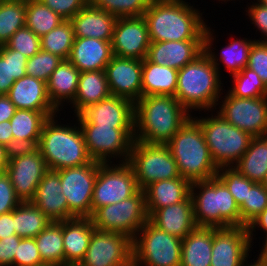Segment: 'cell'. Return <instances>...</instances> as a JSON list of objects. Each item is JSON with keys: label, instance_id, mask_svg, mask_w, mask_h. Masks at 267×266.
I'll return each instance as SVG.
<instances>
[{"label": "cell", "instance_id": "52", "mask_svg": "<svg viewBox=\"0 0 267 266\" xmlns=\"http://www.w3.org/2000/svg\"><path fill=\"white\" fill-rule=\"evenodd\" d=\"M252 3V4H251ZM247 3L248 7L246 15L251 20V24L261 33V38L256 39L259 42H267V7L263 6L261 3L253 2ZM251 4V5H250ZM263 36V37H262Z\"/></svg>", "mask_w": 267, "mask_h": 266}, {"label": "cell", "instance_id": "62", "mask_svg": "<svg viewBox=\"0 0 267 266\" xmlns=\"http://www.w3.org/2000/svg\"><path fill=\"white\" fill-rule=\"evenodd\" d=\"M262 185L267 189V173L265 174V177L262 181Z\"/></svg>", "mask_w": 267, "mask_h": 266}, {"label": "cell", "instance_id": "27", "mask_svg": "<svg viewBox=\"0 0 267 266\" xmlns=\"http://www.w3.org/2000/svg\"><path fill=\"white\" fill-rule=\"evenodd\" d=\"M148 220L160 230L181 239L197 227L190 196L183 202L157 209Z\"/></svg>", "mask_w": 267, "mask_h": 266}, {"label": "cell", "instance_id": "50", "mask_svg": "<svg viewBox=\"0 0 267 266\" xmlns=\"http://www.w3.org/2000/svg\"><path fill=\"white\" fill-rule=\"evenodd\" d=\"M42 4L49 7L52 11L62 17L64 20H70L81 9H83L89 0H39Z\"/></svg>", "mask_w": 267, "mask_h": 266}, {"label": "cell", "instance_id": "59", "mask_svg": "<svg viewBox=\"0 0 267 266\" xmlns=\"http://www.w3.org/2000/svg\"><path fill=\"white\" fill-rule=\"evenodd\" d=\"M263 236H264V237H263L264 240L262 241V242H263V243H262L263 246H261V249L259 250L260 253H259V251H258V254H259V255H256V256H258V257H256V258H257L258 260L267 262V233L263 234Z\"/></svg>", "mask_w": 267, "mask_h": 266}, {"label": "cell", "instance_id": "57", "mask_svg": "<svg viewBox=\"0 0 267 266\" xmlns=\"http://www.w3.org/2000/svg\"><path fill=\"white\" fill-rule=\"evenodd\" d=\"M0 145L7 147L11 151L14 150V139L10 120L0 123Z\"/></svg>", "mask_w": 267, "mask_h": 266}, {"label": "cell", "instance_id": "37", "mask_svg": "<svg viewBox=\"0 0 267 266\" xmlns=\"http://www.w3.org/2000/svg\"><path fill=\"white\" fill-rule=\"evenodd\" d=\"M52 221L31 201L14 209L15 233L21 238H35Z\"/></svg>", "mask_w": 267, "mask_h": 266}, {"label": "cell", "instance_id": "55", "mask_svg": "<svg viewBox=\"0 0 267 266\" xmlns=\"http://www.w3.org/2000/svg\"><path fill=\"white\" fill-rule=\"evenodd\" d=\"M16 235L14 225V210L0 215V239Z\"/></svg>", "mask_w": 267, "mask_h": 266}, {"label": "cell", "instance_id": "25", "mask_svg": "<svg viewBox=\"0 0 267 266\" xmlns=\"http://www.w3.org/2000/svg\"><path fill=\"white\" fill-rule=\"evenodd\" d=\"M7 96L17 109L59 112L48 97L46 82L30 75L16 80Z\"/></svg>", "mask_w": 267, "mask_h": 266}, {"label": "cell", "instance_id": "61", "mask_svg": "<svg viewBox=\"0 0 267 266\" xmlns=\"http://www.w3.org/2000/svg\"><path fill=\"white\" fill-rule=\"evenodd\" d=\"M63 266H84L81 262L77 263H65Z\"/></svg>", "mask_w": 267, "mask_h": 266}, {"label": "cell", "instance_id": "11", "mask_svg": "<svg viewBox=\"0 0 267 266\" xmlns=\"http://www.w3.org/2000/svg\"><path fill=\"white\" fill-rule=\"evenodd\" d=\"M79 126L83 133L87 152L92 160L100 163L128 161L134 142V127Z\"/></svg>", "mask_w": 267, "mask_h": 266}, {"label": "cell", "instance_id": "34", "mask_svg": "<svg viewBox=\"0 0 267 266\" xmlns=\"http://www.w3.org/2000/svg\"><path fill=\"white\" fill-rule=\"evenodd\" d=\"M178 70L142 60V97L150 95L174 96Z\"/></svg>", "mask_w": 267, "mask_h": 266}, {"label": "cell", "instance_id": "39", "mask_svg": "<svg viewBox=\"0 0 267 266\" xmlns=\"http://www.w3.org/2000/svg\"><path fill=\"white\" fill-rule=\"evenodd\" d=\"M74 29L70 20L62 21L49 33L40 37L41 49L68 60L73 43Z\"/></svg>", "mask_w": 267, "mask_h": 266}, {"label": "cell", "instance_id": "56", "mask_svg": "<svg viewBox=\"0 0 267 266\" xmlns=\"http://www.w3.org/2000/svg\"><path fill=\"white\" fill-rule=\"evenodd\" d=\"M17 108L7 95H0V123L9 121L15 114Z\"/></svg>", "mask_w": 267, "mask_h": 266}, {"label": "cell", "instance_id": "48", "mask_svg": "<svg viewBox=\"0 0 267 266\" xmlns=\"http://www.w3.org/2000/svg\"><path fill=\"white\" fill-rule=\"evenodd\" d=\"M42 261L35 238H21L14 256L13 266H40Z\"/></svg>", "mask_w": 267, "mask_h": 266}, {"label": "cell", "instance_id": "4", "mask_svg": "<svg viewBox=\"0 0 267 266\" xmlns=\"http://www.w3.org/2000/svg\"><path fill=\"white\" fill-rule=\"evenodd\" d=\"M60 115L50 117L45 122L38 144L48 169L58 171L90 163L92 159L77 120L73 126L71 122L62 124L58 122Z\"/></svg>", "mask_w": 267, "mask_h": 266}, {"label": "cell", "instance_id": "14", "mask_svg": "<svg viewBox=\"0 0 267 266\" xmlns=\"http://www.w3.org/2000/svg\"><path fill=\"white\" fill-rule=\"evenodd\" d=\"M38 147L18 148L10 152L6 174L21 202L34 198L38 184L48 171Z\"/></svg>", "mask_w": 267, "mask_h": 266}, {"label": "cell", "instance_id": "36", "mask_svg": "<svg viewBox=\"0 0 267 266\" xmlns=\"http://www.w3.org/2000/svg\"><path fill=\"white\" fill-rule=\"evenodd\" d=\"M35 242L45 264L64 265L63 221L51 222L35 237Z\"/></svg>", "mask_w": 267, "mask_h": 266}, {"label": "cell", "instance_id": "30", "mask_svg": "<svg viewBox=\"0 0 267 266\" xmlns=\"http://www.w3.org/2000/svg\"><path fill=\"white\" fill-rule=\"evenodd\" d=\"M148 217L159 208L186 200L191 194V182L178 177L153 182L144 189Z\"/></svg>", "mask_w": 267, "mask_h": 266}, {"label": "cell", "instance_id": "58", "mask_svg": "<svg viewBox=\"0 0 267 266\" xmlns=\"http://www.w3.org/2000/svg\"><path fill=\"white\" fill-rule=\"evenodd\" d=\"M11 150L7 147L0 145V173H5L9 163V156Z\"/></svg>", "mask_w": 267, "mask_h": 266}, {"label": "cell", "instance_id": "15", "mask_svg": "<svg viewBox=\"0 0 267 266\" xmlns=\"http://www.w3.org/2000/svg\"><path fill=\"white\" fill-rule=\"evenodd\" d=\"M221 96L219 99L221 101H218L217 104L220 106L215 108L217 113L230 124L252 137H261L267 130V96L237 98L228 91L224 96L223 94Z\"/></svg>", "mask_w": 267, "mask_h": 266}, {"label": "cell", "instance_id": "1", "mask_svg": "<svg viewBox=\"0 0 267 266\" xmlns=\"http://www.w3.org/2000/svg\"><path fill=\"white\" fill-rule=\"evenodd\" d=\"M203 13L186 0H151L143 14L150 42L204 40Z\"/></svg>", "mask_w": 267, "mask_h": 266}, {"label": "cell", "instance_id": "53", "mask_svg": "<svg viewBox=\"0 0 267 266\" xmlns=\"http://www.w3.org/2000/svg\"><path fill=\"white\" fill-rule=\"evenodd\" d=\"M20 240L21 237L18 235L0 239V266H13Z\"/></svg>", "mask_w": 267, "mask_h": 266}, {"label": "cell", "instance_id": "3", "mask_svg": "<svg viewBox=\"0 0 267 266\" xmlns=\"http://www.w3.org/2000/svg\"><path fill=\"white\" fill-rule=\"evenodd\" d=\"M221 75L204 51L178 70L175 98L190 114L194 111H208V115L217 108L224 92Z\"/></svg>", "mask_w": 267, "mask_h": 266}, {"label": "cell", "instance_id": "10", "mask_svg": "<svg viewBox=\"0 0 267 266\" xmlns=\"http://www.w3.org/2000/svg\"><path fill=\"white\" fill-rule=\"evenodd\" d=\"M91 220L97 230L120 233L133 239L148 221L144 190L118 203L100 207Z\"/></svg>", "mask_w": 267, "mask_h": 266}, {"label": "cell", "instance_id": "24", "mask_svg": "<svg viewBox=\"0 0 267 266\" xmlns=\"http://www.w3.org/2000/svg\"><path fill=\"white\" fill-rule=\"evenodd\" d=\"M111 42L75 37L68 60L80 72L105 70L114 56Z\"/></svg>", "mask_w": 267, "mask_h": 266}, {"label": "cell", "instance_id": "45", "mask_svg": "<svg viewBox=\"0 0 267 266\" xmlns=\"http://www.w3.org/2000/svg\"><path fill=\"white\" fill-rule=\"evenodd\" d=\"M62 58L44 50L38 51L26 63V75H30L43 82L48 81L53 71L62 62Z\"/></svg>", "mask_w": 267, "mask_h": 266}, {"label": "cell", "instance_id": "35", "mask_svg": "<svg viewBox=\"0 0 267 266\" xmlns=\"http://www.w3.org/2000/svg\"><path fill=\"white\" fill-rule=\"evenodd\" d=\"M233 167L249 180L262 183L267 173L266 142L261 137L253 138L244 155Z\"/></svg>", "mask_w": 267, "mask_h": 266}, {"label": "cell", "instance_id": "31", "mask_svg": "<svg viewBox=\"0 0 267 266\" xmlns=\"http://www.w3.org/2000/svg\"><path fill=\"white\" fill-rule=\"evenodd\" d=\"M96 228L91 218H72L63 221L64 264L81 262Z\"/></svg>", "mask_w": 267, "mask_h": 266}, {"label": "cell", "instance_id": "2", "mask_svg": "<svg viewBox=\"0 0 267 266\" xmlns=\"http://www.w3.org/2000/svg\"><path fill=\"white\" fill-rule=\"evenodd\" d=\"M191 116L174 96L141 97L135 103L134 140L166 144Z\"/></svg>", "mask_w": 267, "mask_h": 266}, {"label": "cell", "instance_id": "8", "mask_svg": "<svg viewBox=\"0 0 267 266\" xmlns=\"http://www.w3.org/2000/svg\"><path fill=\"white\" fill-rule=\"evenodd\" d=\"M182 239L149 220L132 239L133 266H180Z\"/></svg>", "mask_w": 267, "mask_h": 266}, {"label": "cell", "instance_id": "67", "mask_svg": "<svg viewBox=\"0 0 267 266\" xmlns=\"http://www.w3.org/2000/svg\"><path fill=\"white\" fill-rule=\"evenodd\" d=\"M40 266H52V265H48V264H42V265H40Z\"/></svg>", "mask_w": 267, "mask_h": 266}, {"label": "cell", "instance_id": "32", "mask_svg": "<svg viewBox=\"0 0 267 266\" xmlns=\"http://www.w3.org/2000/svg\"><path fill=\"white\" fill-rule=\"evenodd\" d=\"M216 227L197 226L182 239L180 266H210Z\"/></svg>", "mask_w": 267, "mask_h": 266}, {"label": "cell", "instance_id": "60", "mask_svg": "<svg viewBox=\"0 0 267 266\" xmlns=\"http://www.w3.org/2000/svg\"><path fill=\"white\" fill-rule=\"evenodd\" d=\"M249 262V263H248ZM251 262V263H250ZM242 266H267V262L265 261H261V260H258V259H253V262L252 260H246Z\"/></svg>", "mask_w": 267, "mask_h": 266}, {"label": "cell", "instance_id": "26", "mask_svg": "<svg viewBox=\"0 0 267 266\" xmlns=\"http://www.w3.org/2000/svg\"><path fill=\"white\" fill-rule=\"evenodd\" d=\"M117 17L90 2L70 19L75 37L112 41Z\"/></svg>", "mask_w": 267, "mask_h": 266}, {"label": "cell", "instance_id": "64", "mask_svg": "<svg viewBox=\"0 0 267 266\" xmlns=\"http://www.w3.org/2000/svg\"><path fill=\"white\" fill-rule=\"evenodd\" d=\"M256 1L261 3L263 6L267 7V0H256ZM254 2H255V0H254Z\"/></svg>", "mask_w": 267, "mask_h": 266}, {"label": "cell", "instance_id": "38", "mask_svg": "<svg viewBox=\"0 0 267 266\" xmlns=\"http://www.w3.org/2000/svg\"><path fill=\"white\" fill-rule=\"evenodd\" d=\"M27 61L19 51L0 46V95H7L14 82L26 75Z\"/></svg>", "mask_w": 267, "mask_h": 266}, {"label": "cell", "instance_id": "47", "mask_svg": "<svg viewBox=\"0 0 267 266\" xmlns=\"http://www.w3.org/2000/svg\"><path fill=\"white\" fill-rule=\"evenodd\" d=\"M6 45L15 51H19L28 59L41 50L40 37L31 31L26 25L19 28L9 39Z\"/></svg>", "mask_w": 267, "mask_h": 266}, {"label": "cell", "instance_id": "40", "mask_svg": "<svg viewBox=\"0 0 267 266\" xmlns=\"http://www.w3.org/2000/svg\"><path fill=\"white\" fill-rule=\"evenodd\" d=\"M64 19L39 0L26 2L25 25L42 37L57 27Z\"/></svg>", "mask_w": 267, "mask_h": 266}, {"label": "cell", "instance_id": "7", "mask_svg": "<svg viewBox=\"0 0 267 266\" xmlns=\"http://www.w3.org/2000/svg\"><path fill=\"white\" fill-rule=\"evenodd\" d=\"M210 112L211 114L205 117H193L200 124L215 165L218 168L233 167L244 155L254 137L230 124L215 110Z\"/></svg>", "mask_w": 267, "mask_h": 266}, {"label": "cell", "instance_id": "23", "mask_svg": "<svg viewBox=\"0 0 267 266\" xmlns=\"http://www.w3.org/2000/svg\"><path fill=\"white\" fill-rule=\"evenodd\" d=\"M61 188L59 170H48L31 200L52 222L69 219L68 202Z\"/></svg>", "mask_w": 267, "mask_h": 266}, {"label": "cell", "instance_id": "42", "mask_svg": "<svg viewBox=\"0 0 267 266\" xmlns=\"http://www.w3.org/2000/svg\"><path fill=\"white\" fill-rule=\"evenodd\" d=\"M233 84L227 90L237 98H258L267 96V87L257 73L245 67L231 75Z\"/></svg>", "mask_w": 267, "mask_h": 266}, {"label": "cell", "instance_id": "6", "mask_svg": "<svg viewBox=\"0 0 267 266\" xmlns=\"http://www.w3.org/2000/svg\"><path fill=\"white\" fill-rule=\"evenodd\" d=\"M194 218L197 226L241 227V213L233 195L216 176L191 183Z\"/></svg>", "mask_w": 267, "mask_h": 266}, {"label": "cell", "instance_id": "9", "mask_svg": "<svg viewBox=\"0 0 267 266\" xmlns=\"http://www.w3.org/2000/svg\"><path fill=\"white\" fill-rule=\"evenodd\" d=\"M127 163L134 171L140 190L153 182L181 177L166 144H147L134 140Z\"/></svg>", "mask_w": 267, "mask_h": 266}, {"label": "cell", "instance_id": "19", "mask_svg": "<svg viewBox=\"0 0 267 266\" xmlns=\"http://www.w3.org/2000/svg\"><path fill=\"white\" fill-rule=\"evenodd\" d=\"M252 249L247 227L217 228L213 232L210 266H242L250 259Z\"/></svg>", "mask_w": 267, "mask_h": 266}, {"label": "cell", "instance_id": "54", "mask_svg": "<svg viewBox=\"0 0 267 266\" xmlns=\"http://www.w3.org/2000/svg\"><path fill=\"white\" fill-rule=\"evenodd\" d=\"M249 240L251 243V246H253L254 239H257L254 237L256 234H254L257 230H260L262 233H267V207L256 217L254 218L247 226Z\"/></svg>", "mask_w": 267, "mask_h": 266}, {"label": "cell", "instance_id": "66", "mask_svg": "<svg viewBox=\"0 0 267 266\" xmlns=\"http://www.w3.org/2000/svg\"><path fill=\"white\" fill-rule=\"evenodd\" d=\"M219 1V3H220V1H223L224 3L226 2H228V1H233V0H218ZM234 3H235V0L233 1Z\"/></svg>", "mask_w": 267, "mask_h": 266}, {"label": "cell", "instance_id": "22", "mask_svg": "<svg viewBox=\"0 0 267 266\" xmlns=\"http://www.w3.org/2000/svg\"><path fill=\"white\" fill-rule=\"evenodd\" d=\"M204 52V40L150 42L147 59L157 65L176 70Z\"/></svg>", "mask_w": 267, "mask_h": 266}, {"label": "cell", "instance_id": "51", "mask_svg": "<svg viewBox=\"0 0 267 266\" xmlns=\"http://www.w3.org/2000/svg\"><path fill=\"white\" fill-rule=\"evenodd\" d=\"M20 203L9 176L0 173V215L13 211Z\"/></svg>", "mask_w": 267, "mask_h": 266}, {"label": "cell", "instance_id": "46", "mask_svg": "<svg viewBox=\"0 0 267 266\" xmlns=\"http://www.w3.org/2000/svg\"><path fill=\"white\" fill-rule=\"evenodd\" d=\"M216 176L226 185L238 206L246 199L247 187L255 184L234 167H220Z\"/></svg>", "mask_w": 267, "mask_h": 266}, {"label": "cell", "instance_id": "17", "mask_svg": "<svg viewBox=\"0 0 267 266\" xmlns=\"http://www.w3.org/2000/svg\"><path fill=\"white\" fill-rule=\"evenodd\" d=\"M135 104L126 98L110 95L84 108L78 115L79 125L99 127H134Z\"/></svg>", "mask_w": 267, "mask_h": 266}, {"label": "cell", "instance_id": "63", "mask_svg": "<svg viewBox=\"0 0 267 266\" xmlns=\"http://www.w3.org/2000/svg\"><path fill=\"white\" fill-rule=\"evenodd\" d=\"M261 138L266 142L267 144V130L261 135Z\"/></svg>", "mask_w": 267, "mask_h": 266}, {"label": "cell", "instance_id": "5", "mask_svg": "<svg viewBox=\"0 0 267 266\" xmlns=\"http://www.w3.org/2000/svg\"><path fill=\"white\" fill-rule=\"evenodd\" d=\"M182 178L202 181L216 177L219 168L210 155L199 122L191 116L166 143Z\"/></svg>", "mask_w": 267, "mask_h": 266}, {"label": "cell", "instance_id": "12", "mask_svg": "<svg viewBox=\"0 0 267 266\" xmlns=\"http://www.w3.org/2000/svg\"><path fill=\"white\" fill-rule=\"evenodd\" d=\"M139 187L134 171L127 163H99L91 202V216L102 206L134 196Z\"/></svg>", "mask_w": 267, "mask_h": 266}, {"label": "cell", "instance_id": "49", "mask_svg": "<svg viewBox=\"0 0 267 266\" xmlns=\"http://www.w3.org/2000/svg\"><path fill=\"white\" fill-rule=\"evenodd\" d=\"M247 68L257 73L267 87V42L255 41L253 43Z\"/></svg>", "mask_w": 267, "mask_h": 266}, {"label": "cell", "instance_id": "28", "mask_svg": "<svg viewBox=\"0 0 267 266\" xmlns=\"http://www.w3.org/2000/svg\"><path fill=\"white\" fill-rule=\"evenodd\" d=\"M60 112H39L17 109L10 119L14 139V150L38 147L45 122Z\"/></svg>", "mask_w": 267, "mask_h": 266}, {"label": "cell", "instance_id": "43", "mask_svg": "<svg viewBox=\"0 0 267 266\" xmlns=\"http://www.w3.org/2000/svg\"><path fill=\"white\" fill-rule=\"evenodd\" d=\"M151 0H89V2L117 18L143 16Z\"/></svg>", "mask_w": 267, "mask_h": 266}, {"label": "cell", "instance_id": "20", "mask_svg": "<svg viewBox=\"0 0 267 266\" xmlns=\"http://www.w3.org/2000/svg\"><path fill=\"white\" fill-rule=\"evenodd\" d=\"M104 71L111 95L134 104L142 97V60L113 56Z\"/></svg>", "mask_w": 267, "mask_h": 266}, {"label": "cell", "instance_id": "44", "mask_svg": "<svg viewBox=\"0 0 267 266\" xmlns=\"http://www.w3.org/2000/svg\"><path fill=\"white\" fill-rule=\"evenodd\" d=\"M267 207V189L262 183H255L247 187V195L239 206L241 213V227H246Z\"/></svg>", "mask_w": 267, "mask_h": 266}, {"label": "cell", "instance_id": "13", "mask_svg": "<svg viewBox=\"0 0 267 266\" xmlns=\"http://www.w3.org/2000/svg\"><path fill=\"white\" fill-rule=\"evenodd\" d=\"M100 162L59 170L62 194L68 202L69 219L91 218V202Z\"/></svg>", "mask_w": 267, "mask_h": 266}, {"label": "cell", "instance_id": "65", "mask_svg": "<svg viewBox=\"0 0 267 266\" xmlns=\"http://www.w3.org/2000/svg\"><path fill=\"white\" fill-rule=\"evenodd\" d=\"M7 1H20V2H30V1H33V0H7Z\"/></svg>", "mask_w": 267, "mask_h": 266}, {"label": "cell", "instance_id": "16", "mask_svg": "<svg viewBox=\"0 0 267 266\" xmlns=\"http://www.w3.org/2000/svg\"><path fill=\"white\" fill-rule=\"evenodd\" d=\"M81 263L84 266H133L132 239L95 229Z\"/></svg>", "mask_w": 267, "mask_h": 266}, {"label": "cell", "instance_id": "18", "mask_svg": "<svg viewBox=\"0 0 267 266\" xmlns=\"http://www.w3.org/2000/svg\"><path fill=\"white\" fill-rule=\"evenodd\" d=\"M111 43L114 56L144 60L150 45L144 17L117 18Z\"/></svg>", "mask_w": 267, "mask_h": 266}, {"label": "cell", "instance_id": "33", "mask_svg": "<svg viewBox=\"0 0 267 266\" xmlns=\"http://www.w3.org/2000/svg\"><path fill=\"white\" fill-rule=\"evenodd\" d=\"M110 95L104 70L80 72L77 94L70 104L71 110L75 113L73 115H78L84 108L96 104Z\"/></svg>", "mask_w": 267, "mask_h": 266}, {"label": "cell", "instance_id": "29", "mask_svg": "<svg viewBox=\"0 0 267 266\" xmlns=\"http://www.w3.org/2000/svg\"><path fill=\"white\" fill-rule=\"evenodd\" d=\"M79 76L80 71L69 60H62L49 77L46 83L48 97L59 112L74 101Z\"/></svg>", "mask_w": 267, "mask_h": 266}, {"label": "cell", "instance_id": "41", "mask_svg": "<svg viewBox=\"0 0 267 266\" xmlns=\"http://www.w3.org/2000/svg\"><path fill=\"white\" fill-rule=\"evenodd\" d=\"M26 2L0 0V45L25 26Z\"/></svg>", "mask_w": 267, "mask_h": 266}, {"label": "cell", "instance_id": "21", "mask_svg": "<svg viewBox=\"0 0 267 266\" xmlns=\"http://www.w3.org/2000/svg\"><path fill=\"white\" fill-rule=\"evenodd\" d=\"M213 34L215 35V31L207 26L204 32V51L219 71V74L220 72L223 73L220 71L222 69L220 68L221 64L223 67L225 66L224 70L226 69L230 73L229 76L240 72L243 68L247 67L251 46L256 39L245 37L240 39L237 37L234 40L231 39L227 45L219 48L221 49V54H215L214 51L217 49L216 47L213 48V46L215 44L214 41L216 40V35L214 37Z\"/></svg>", "mask_w": 267, "mask_h": 266}]
</instances>
